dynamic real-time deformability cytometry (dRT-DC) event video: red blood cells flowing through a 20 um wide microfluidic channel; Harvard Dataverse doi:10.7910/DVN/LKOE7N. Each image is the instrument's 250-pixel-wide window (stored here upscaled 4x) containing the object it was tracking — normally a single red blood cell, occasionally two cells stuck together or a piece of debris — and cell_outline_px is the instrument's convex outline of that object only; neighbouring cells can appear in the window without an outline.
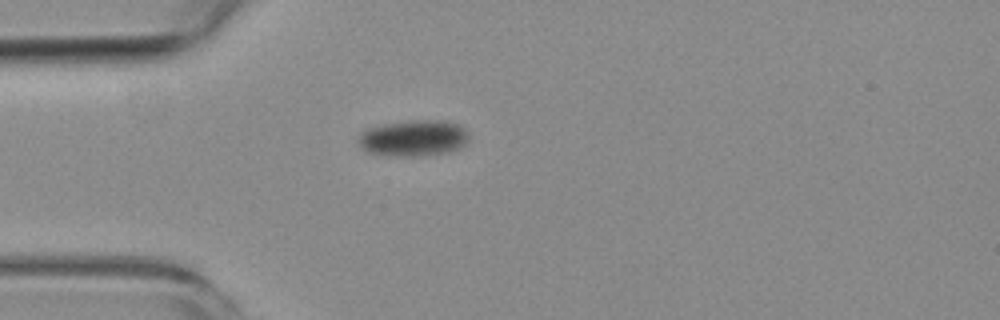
{"species": "common noctule bat (a hibernating species)", "species_latin": "Nyctalus noctula", "temperature_condition": "room temperature", "stored_images_in_passage": 7, "camera_frame_rate_fps": 3000, "um_per_image_px": 0.085, "animal": {"sex": "female", "body_mass_g": 19.3, "forearm_length_mm": 54.1}, "frame": {"image": 1, "passage_image": 1, "time_ms": 0.0, "image_size_px": [1000, 320], "cell_outline_px": [[468, 140], [460, 148], [448, 152], [424, 156], [384, 156], [368, 152], [360, 144], [360, 132], [368, 128], [384, 124], [416, 120], [444, 120], [460, 124], [468, 136]], "centroid_in_image_um": [35.17, 11.75], "position_along_channel_um": 49.8, "area_um2": 23.29}}
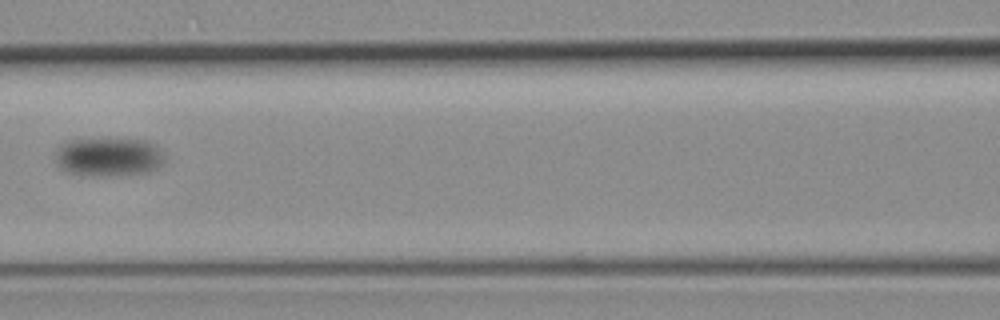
{"frame": {"image": 2, "passage_image": 5, "time_ms": 4.333, "image_size_px": [1000, 320], "cell_outline_px": [[164, 164], [160, 168], [148, 172], [104, 176], [88, 176], [64, 172], [56, 164], [56, 148], [64, 140], [148, 140], [156, 144], [164, 156]], "centroid_in_image_um": [9.22, 13.36], "position_along_channel_um": 157.4, "area_um2": 24.91}}
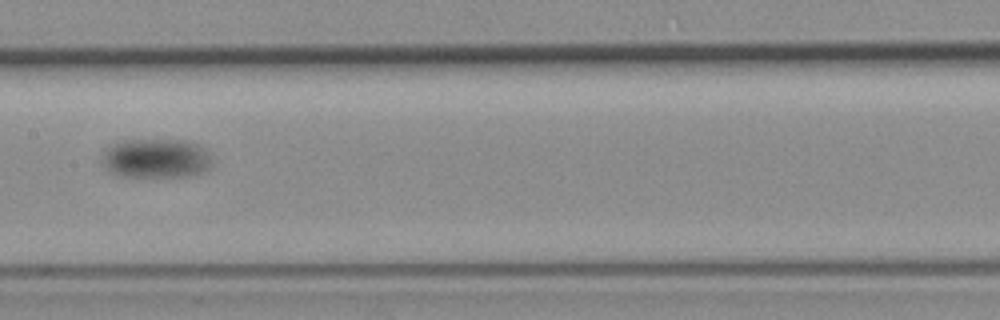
{"frame": {"image": 3, "passage_image": 6, "time_ms": 5.667, "image_size_px": [1000, 320], "cell_outline_px": [[212, 164], [208, 172], [192, 176], [116, 176], [108, 172], [104, 168], [100, 160], [104, 148], [112, 140], [184, 140], [200, 144], [208, 148], [212, 152]], "centroid_in_image_um": [13.26, 13.45], "position_along_channel_um": 194.1, "area_um2": 26.53}}